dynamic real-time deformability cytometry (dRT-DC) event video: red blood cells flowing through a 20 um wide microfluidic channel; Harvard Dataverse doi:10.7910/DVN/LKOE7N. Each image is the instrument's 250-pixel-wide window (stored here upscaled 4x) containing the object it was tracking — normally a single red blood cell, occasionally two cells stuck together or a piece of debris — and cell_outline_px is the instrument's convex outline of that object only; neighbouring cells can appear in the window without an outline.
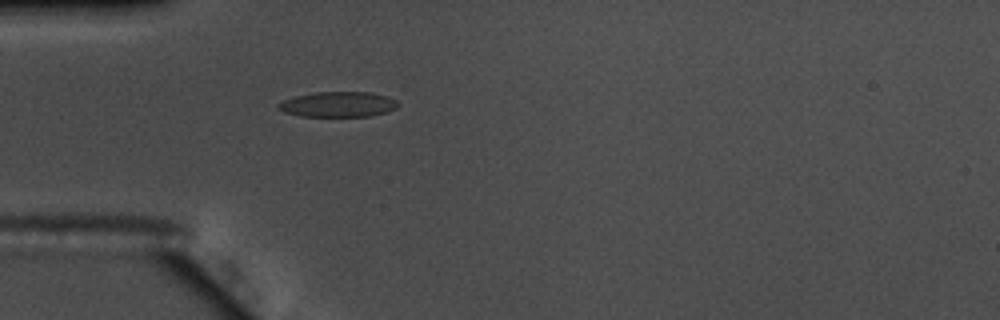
{"species": "common noctule bat (a hibernating species)", "species_latin": "Nyctalus noctula", "temperature_condition": "warm", "stored_images_in_passage": 40, "camera_frame_rate_fps": 3000, "um_per_image_px": 0.085, "animal": {"sex": "male", "body_mass_g": 17.5, "forearm_length_mm": 52.3}, "frame": {"image": 1, "passage_image": 1, "time_ms": 0.0, "image_size_px": [1000, 320], "cell_outline_px": [[400, 104], [396, 108], [388, 112], [372, 116], [300, 116], [284, 112], [276, 108], [276, 104], [284, 100], [296, 96], [316, 92], [372, 92], [388, 96], [396, 100]], "centroid_in_image_um": [28.77, 8.87], "position_along_channel_um": 56.2, "area_um2": 17.8}}
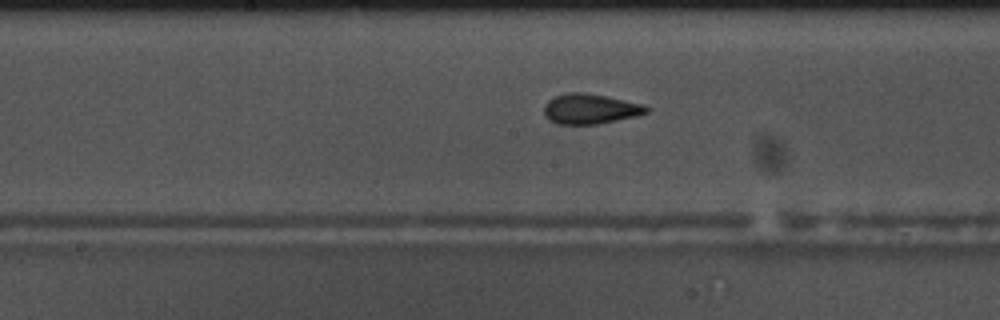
{"frame": {"image": 2, "passage_image": 13, "time_ms": 4.0, "image_size_px": [1000, 320], "cell_outline_px": [[648, 112], [636, 116], [596, 124], [556, 124], [548, 120], [544, 116], [544, 104], [548, 100], [556, 96], [568, 92], [584, 92], [644, 104], [648, 108]], "centroid_in_image_um": [50.12, 9.26], "position_along_channel_um": 198.1, "area_um2": 17.92}}
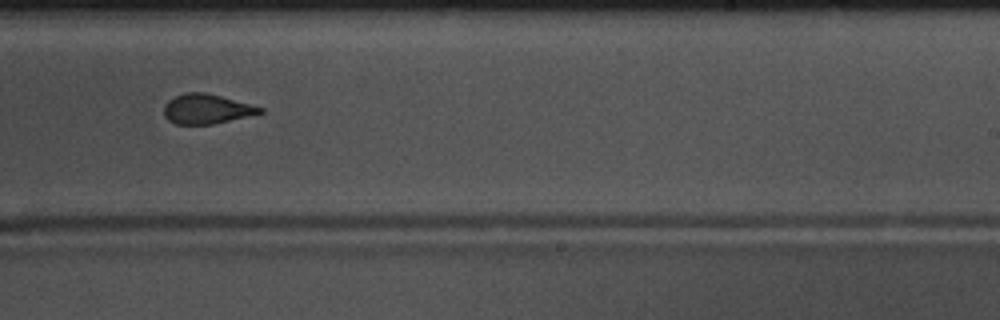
{"frame": {"image": 3, "passage_image": 19, "time_ms": 6.0, "image_size_px": [1000, 320], "cell_outline_px": [[264, 112], [212, 124], [176, 124], [168, 120], [164, 116], [164, 104], [168, 100], [184, 92], [204, 92], [220, 96], [264, 108]], "centroid_in_image_um": [17.51, 9.26], "position_along_channel_um": 271.5, "area_um2": 16.42}, "authors_computed_cell_mechanics": {"area_um2": 17.8024, "velocity_mm_per_s": 3.6785, "shape_relaxation_time_tau1_ms": 4.4049, "shape_relaxation_time_tau2_ms": 1.5273, "deformation_change_tau1": 0.1505, "deformation_change_tau2": 0.089}}